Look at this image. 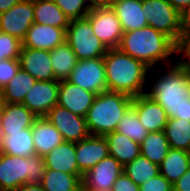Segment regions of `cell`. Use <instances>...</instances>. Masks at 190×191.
<instances>
[{
    "label": "cell",
    "instance_id": "6da1fadb",
    "mask_svg": "<svg viewBox=\"0 0 190 191\" xmlns=\"http://www.w3.org/2000/svg\"><path fill=\"white\" fill-rule=\"evenodd\" d=\"M118 48L150 69L172 65L177 61L172 62L174 55H179V47L151 26L124 32Z\"/></svg>",
    "mask_w": 190,
    "mask_h": 191
},
{
    "label": "cell",
    "instance_id": "7a4b0ae2",
    "mask_svg": "<svg viewBox=\"0 0 190 191\" xmlns=\"http://www.w3.org/2000/svg\"><path fill=\"white\" fill-rule=\"evenodd\" d=\"M164 68L163 66L151 69L152 74H160L151 80L150 88H146L145 94L159 103L168 118H172L179 114V106L183 100L190 99V67L178 57L174 64Z\"/></svg>",
    "mask_w": 190,
    "mask_h": 191
},
{
    "label": "cell",
    "instance_id": "3957f363",
    "mask_svg": "<svg viewBox=\"0 0 190 191\" xmlns=\"http://www.w3.org/2000/svg\"><path fill=\"white\" fill-rule=\"evenodd\" d=\"M103 61L108 90L122 92L131 97L145 94L151 69L143 62L119 48L108 49Z\"/></svg>",
    "mask_w": 190,
    "mask_h": 191
},
{
    "label": "cell",
    "instance_id": "277c9868",
    "mask_svg": "<svg viewBox=\"0 0 190 191\" xmlns=\"http://www.w3.org/2000/svg\"><path fill=\"white\" fill-rule=\"evenodd\" d=\"M132 99L125 93L110 90L96 95L85 117L90 135L105 136L116 131L119 120L132 106Z\"/></svg>",
    "mask_w": 190,
    "mask_h": 191
},
{
    "label": "cell",
    "instance_id": "5b68a950",
    "mask_svg": "<svg viewBox=\"0 0 190 191\" xmlns=\"http://www.w3.org/2000/svg\"><path fill=\"white\" fill-rule=\"evenodd\" d=\"M46 171L42 156H11L0 153V191H15L26 183H41Z\"/></svg>",
    "mask_w": 190,
    "mask_h": 191
},
{
    "label": "cell",
    "instance_id": "8992f818",
    "mask_svg": "<svg viewBox=\"0 0 190 191\" xmlns=\"http://www.w3.org/2000/svg\"><path fill=\"white\" fill-rule=\"evenodd\" d=\"M148 26L168 36L178 47L185 33L180 14L168 0H142Z\"/></svg>",
    "mask_w": 190,
    "mask_h": 191
},
{
    "label": "cell",
    "instance_id": "52a82bcc",
    "mask_svg": "<svg viewBox=\"0 0 190 191\" xmlns=\"http://www.w3.org/2000/svg\"><path fill=\"white\" fill-rule=\"evenodd\" d=\"M66 42L75 53L77 60L104 57L108 51L93 33L90 21L86 17L70 20L66 28Z\"/></svg>",
    "mask_w": 190,
    "mask_h": 191
},
{
    "label": "cell",
    "instance_id": "ba28073f",
    "mask_svg": "<svg viewBox=\"0 0 190 191\" xmlns=\"http://www.w3.org/2000/svg\"><path fill=\"white\" fill-rule=\"evenodd\" d=\"M86 18L90 21L93 33L107 49L119 47L124 32L112 7L90 10Z\"/></svg>",
    "mask_w": 190,
    "mask_h": 191
},
{
    "label": "cell",
    "instance_id": "9c48e42d",
    "mask_svg": "<svg viewBox=\"0 0 190 191\" xmlns=\"http://www.w3.org/2000/svg\"><path fill=\"white\" fill-rule=\"evenodd\" d=\"M67 80L97 95L108 90L103 57L78 60Z\"/></svg>",
    "mask_w": 190,
    "mask_h": 191
},
{
    "label": "cell",
    "instance_id": "30bf717a",
    "mask_svg": "<svg viewBox=\"0 0 190 191\" xmlns=\"http://www.w3.org/2000/svg\"><path fill=\"white\" fill-rule=\"evenodd\" d=\"M45 118L61 133L64 141L79 142L90 136L86 118L59 105L54 106Z\"/></svg>",
    "mask_w": 190,
    "mask_h": 191
},
{
    "label": "cell",
    "instance_id": "8fae6325",
    "mask_svg": "<svg viewBox=\"0 0 190 191\" xmlns=\"http://www.w3.org/2000/svg\"><path fill=\"white\" fill-rule=\"evenodd\" d=\"M34 23L33 0H21L0 14V31L21 41Z\"/></svg>",
    "mask_w": 190,
    "mask_h": 191
},
{
    "label": "cell",
    "instance_id": "7c38bea8",
    "mask_svg": "<svg viewBox=\"0 0 190 191\" xmlns=\"http://www.w3.org/2000/svg\"><path fill=\"white\" fill-rule=\"evenodd\" d=\"M59 80L36 81L22 102L35 116L45 115L57 105Z\"/></svg>",
    "mask_w": 190,
    "mask_h": 191
},
{
    "label": "cell",
    "instance_id": "4fadbf2b",
    "mask_svg": "<svg viewBox=\"0 0 190 191\" xmlns=\"http://www.w3.org/2000/svg\"><path fill=\"white\" fill-rule=\"evenodd\" d=\"M123 166L112 156L108 155L90 169L82 178L86 190H111Z\"/></svg>",
    "mask_w": 190,
    "mask_h": 191
},
{
    "label": "cell",
    "instance_id": "5bb4252c",
    "mask_svg": "<svg viewBox=\"0 0 190 191\" xmlns=\"http://www.w3.org/2000/svg\"><path fill=\"white\" fill-rule=\"evenodd\" d=\"M96 95L94 92L87 91L68 80H61L57 105L85 118Z\"/></svg>",
    "mask_w": 190,
    "mask_h": 191
},
{
    "label": "cell",
    "instance_id": "9a60e30c",
    "mask_svg": "<svg viewBox=\"0 0 190 191\" xmlns=\"http://www.w3.org/2000/svg\"><path fill=\"white\" fill-rule=\"evenodd\" d=\"M75 149L78 170L83 176L109 155L105 136L90 135L79 142H75Z\"/></svg>",
    "mask_w": 190,
    "mask_h": 191
},
{
    "label": "cell",
    "instance_id": "2e32d148",
    "mask_svg": "<svg viewBox=\"0 0 190 191\" xmlns=\"http://www.w3.org/2000/svg\"><path fill=\"white\" fill-rule=\"evenodd\" d=\"M18 60L20 68L32 75L36 81L55 80L49 50L22 47Z\"/></svg>",
    "mask_w": 190,
    "mask_h": 191
},
{
    "label": "cell",
    "instance_id": "e0dca14e",
    "mask_svg": "<svg viewBox=\"0 0 190 191\" xmlns=\"http://www.w3.org/2000/svg\"><path fill=\"white\" fill-rule=\"evenodd\" d=\"M66 41V29L33 23L27 30L22 47L52 50Z\"/></svg>",
    "mask_w": 190,
    "mask_h": 191
},
{
    "label": "cell",
    "instance_id": "ac0fdd59",
    "mask_svg": "<svg viewBox=\"0 0 190 191\" xmlns=\"http://www.w3.org/2000/svg\"><path fill=\"white\" fill-rule=\"evenodd\" d=\"M132 107L136 110L139 121L149 132L164 131L168 116L153 98L146 94L133 97Z\"/></svg>",
    "mask_w": 190,
    "mask_h": 191
},
{
    "label": "cell",
    "instance_id": "d6986e66",
    "mask_svg": "<svg viewBox=\"0 0 190 191\" xmlns=\"http://www.w3.org/2000/svg\"><path fill=\"white\" fill-rule=\"evenodd\" d=\"M37 118L22 103H4L0 116L1 134L9 135V133H16L23 129L31 128Z\"/></svg>",
    "mask_w": 190,
    "mask_h": 191
},
{
    "label": "cell",
    "instance_id": "ffe728a7",
    "mask_svg": "<svg viewBox=\"0 0 190 191\" xmlns=\"http://www.w3.org/2000/svg\"><path fill=\"white\" fill-rule=\"evenodd\" d=\"M112 9L120 21L123 32L148 26L142 0H115Z\"/></svg>",
    "mask_w": 190,
    "mask_h": 191
},
{
    "label": "cell",
    "instance_id": "44dd1931",
    "mask_svg": "<svg viewBox=\"0 0 190 191\" xmlns=\"http://www.w3.org/2000/svg\"><path fill=\"white\" fill-rule=\"evenodd\" d=\"M35 154L45 156L64 142L61 133L45 117H38L32 125Z\"/></svg>",
    "mask_w": 190,
    "mask_h": 191
},
{
    "label": "cell",
    "instance_id": "7402d4cb",
    "mask_svg": "<svg viewBox=\"0 0 190 191\" xmlns=\"http://www.w3.org/2000/svg\"><path fill=\"white\" fill-rule=\"evenodd\" d=\"M75 142L64 141L43 156L46 169H53L67 174L82 175L76 161Z\"/></svg>",
    "mask_w": 190,
    "mask_h": 191
},
{
    "label": "cell",
    "instance_id": "603a6c76",
    "mask_svg": "<svg viewBox=\"0 0 190 191\" xmlns=\"http://www.w3.org/2000/svg\"><path fill=\"white\" fill-rule=\"evenodd\" d=\"M109 155L114 157L123 167L141 155L140 144L117 131L105 135Z\"/></svg>",
    "mask_w": 190,
    "mask_h": 191
},
{
    "label": "cell",
    "instance_id": "cb8c5ba5",
    "mask_svg": "<svg viewBox=\"0 0 190 191\" xmlns=\"http://www.w3.org/2000/svg\"><path fill=\"white\" fill-rule=\"evenodd\" d=\"M0 152L11 156L28 157L35 154L32 128L2 135Z\"/></svg>",
    "mask_w": 190,
    "mask_h": 191
},
{
    "label": "cell",
    "instance_id": "d4e9b609",
    "mask_svg": "<svg viewBox=\"0 0 190 191\" xmlns=\"http://www.w3.org/2000/svg\"><path fill=\"white\" fill-rule=\"evenodd\" d=\"M34 23L66 29L68 18L53 0H33Z\"/></svg>",
    "mask_w": 190,
    "mask_h": 191
},
{
    "label": "cell",
    "instance_id": "484cf974",
    "mask_svg": "<svg viewBox=\"0 0 190 191\" xmlns=\"http://www.w3.org/2000/svg\"><path fill=\"white\" fill-rule=\"evenodd\" d=\"M190 167V153L170 148L159 165V171L170 183L174 184Z\"/></svg>",
    "mask_w": 190,
    "mask_h": 191
},
{
    "label": "cell",
    "instance_id": "4316f807",
    "mask_svg": "<svg viewBox=\"0 0 190 191\" xmlns=\"http://www.w3.org/2000/svg\"><path fill=\"white\" fill-rule=\"evenodd\" d=\"M51 65L55 80H67L77 63V58L70 45L65 41L50 50Z\"/></svg>",
    "mask_w": 190,
    "mask_h": 191
},
{
    "label": "cell",
    "instance_id": "83f0119b",
    "mask_svg": "<svg viewBox=\"0 0 190 191\" xmlns=\"http://www.w3.org/2000/svg\"><path fill=\"white\" fill-rule=\"evenodd\" d=\"M35 82L36 79L32 75L20 68L5 88L0 91L3 102L6 104L22 103Z\"/></svg>",
    "mask_w": 190,
    "mask_h": 191
},
{
    "label": "cell",
    "instance_id": "f1b7e54d",
    "mask_svg": "<svg viewBox=\"0 0 190 191\" xmlns=\"http://www.w3.org/2000/svg\"><path fill=\"white\" fill-rule=\"evenodd\" d=\"M169 149L170 145L164 131L149 132L140 143L141 155L157 165L161 164Z\"/></svg>",
    "mask_w": 190,
    "mask_h": 191
},
{
    "label": "cell",
    "instance_id": "f546056e",
    "mask_svg": "<svg viewBox=\"0 0 190 191\" xmlns=\"http://www.w3.org/2000/svg\"><path fill=\"white\" fill-rule=\"evenodd\" d=\"M170 148L189 152L190 121L180 118H168L164 129Z\"/></svg>",
    "mask_w": 190,
    "mask_h": 191
},
{
    "label": "cell",
    "instance_id": "4dcf8cb0",
    "mask_svg": "<svg viewBox=\"0 0 190 191\" xmlns=\"http://www.w3.org/2000/svg\"><path fill=\"white\" fill-rule=\"evenodd\" d=\"M82 178L83 175L46 169L40 184L45 191H72L82 183Z\"/></svg>",
    "mask_w": 190,
    "mask_h": 191
},
{
    "label": "cell",
    "instance_id": "1f68e13d",
    "mask_svg": "<svg viewBox=\"0 0 190 191\" xmlns=\"http://www.w3.org/2000/svg\"><path fill=\"white\" fill-rule=\"evenodd\" d=\"M123 172L138 186L160 174L159 165L140 155L126 164Z\"/></svg>",
    "mask_w": 190,
    "mask_h": 191
},
{
    "label": "cell",
    "instance_id": "d6a6232c",
    "mask_svg": "<svg viewBox=\"0 0 190 191\" xmlns=\"http://www.w3.org/2000/svg\"><path fill=\"white\" fill-rule=\"evenodd\" d=\"M117 132L126 135L131 140L141 143L149 131L139 121L136 110L131 106L119 120Z\"/></svg>",
    "mask_w": 190,
    "mask_h": 191
},
{
    "label": "cell",
    "instance_id": "836d02e7",
    "mask_svg": "<svg viewBox=\"0 0 190 191\" xmlns=\"http://www.w3.org/2000/svg\"><path fill=\"white\" fill-rule=\"evenodd\" d=\"M62 12L71 19L85 18L90 12L86 0H53Z\"/></svg>",
    "mask_w": 190,
    "mask_h": 191
},
{
    "label": "cell",
    "instance_id": "e575fe53",
    "mask_svg": "<svg viewBox=\"0 0 190 191\" xmlns=\"http://www.w3.org/2000/svg\"><path fill=\"white\" fill-rule=\"evenodd\" d=\"M21 48V40L0 31V60L18 59Z\"/></svg>",
    "mask_w": 190,
    "mask_h": 191
},
{
    "label": "cell",
    "instance_id": "d590c367",
    "mask_svg": "<svg viewBox=\"0 0 190 191\" xmlns=\"http://www.w3.org/2000/svg\"><path fill=\"white\" fill-rule=\"evenodd\" d=\"M19 69L20 64L18 59L0 60V91L5 88Z\"/></svg>",
    "mask_w": 190,
    "mask_h": 191
},
{
    "label": "cell",
    "instance_id": "8d00e7d4",
    "mask_svg": "<svg viewBox=\"0 0 190 191\" xmlns=\"http://www.w3.org/2000/svg\"><path fill=\"white\" fill-rule=\"evenodd\" d=\"M140 191H173V184L158 174L139 186Z\"/></svg>",
    "mask_w": 190,
    "mask_h": 191
},
{
    "label": "cell",
    "instance_id": "74e56055",
    "mask_svg": "<svg viewBox=\"0 0 190 191\" xmlns=\"http://www.w3.org/2000/svg\"><path fill=\"white\" fill-rule=\"evenodd\" d=\"M111 191H140L136 185L124 172L119 175L112 185Z\"/></svg>",
    "mask_w": 190,
    "mask_h": 191
},
{
    "label": "cell",
    "instance_id": "f35d334b",
    "mask_svg": "<svg viewBox=\"0 0 190 191\" xmlns=\"http://www.w3.org/2000/svg\"><path fill=\"white\" fill-rule=\"evenodd\" d=\"M179 58L184 64L190 67V30L185 33L182 45L179 47Z\"/></svg>",
    "mask_w": 190,
    "mask_h": 191
},
{
    "label": "cell",
    "instance_id": "ab89813d",
    "mask_svg": "<svg viewBox=\"0 0 190 191\" xmlns=\"http://www.w3.org/2000/svg\"><path fill=\"white\" fill-rule=\"evenodd\" d=\"M173 191H190V167L187 172L173 184Z\"/></svg>",
    "mask_w": 190,
    "mask_h": 191
},
{
    "label": "cell",
    "instance_id": "60d3db41",
    "mask_svg": "<svg viewBox=\"0 0 190 191\" xmlns=\"http://www.w3.org/2000/svg\"><path fill=\"white\" fill-rule=\"evenodd\" d=\"M174 117L190 121V99L185 98L183 100V103L179 106V114Z\"/></svg>",
    "mask_w": 190,
    "mask_h": 191
},
{
    "label": "cell",
    "instance_id": "b9f144b4",
    "mask_svg": "<svg viewBox=\"0 0 190 191\" xmlns=\"http://www.w3.org/2000/svg\"><path fill=\"white\" fill-rule=\"evenodd\" d=\"M115 0H86L90 10L98 8H111Z\"/></svg>",
    "mask_w": 190,
    "mask_h": 191
},
{
    "label": "cell",
    "instance_id": "7bdbcfd3",
    "mask_svg": "<svg viewBox=\"0 0 190 191\" xmlns=\"http://www.w3.org/2000/svg\"><path fill=\"white\" fill-rule=\"evenodd\" d=\"M168 1L180 14H183L188 8H190V0H168Z\"/></svg>",
    "mask_w": 190,
    "mask_h": 191
},
{
    "label": "cell",
    "instance_id": "ee69618b",
    "mask_svg": "<svg viewBox=\"0 0 190 191\" xmlns=\"http://www.w3.org/2000/svg\"><path fill=\"white\" fill-rule=\"evenodd\" d=\"M15 191H45L40 183H26L18 187Z\"/></svg>",
    "mask_w": 190,
    "mask_h": 191
},
{
    "label": "cell",
    "instance_id": "f6af8a7d",
    "mask_svg": "<svg viewBox=\"0 0 190 191\" xmlns=\"http://www.w3.org/2000/svg\"><path fill=\"white\" fill-rule=\"evenodd\" d=\"M20 1L21 0H0V14L6 12Z\"/></svg>",
    "mask_w": 190,
    "mask_h": 191
},
{
    "label": "cell",
    "instance_id": "bcb514c9",
    "mask_svg": "<svg viewBox=\"0 0 190 191\" xmlns=\"http://www.w3.org/2000/svg\"><path fill=\"white\" fill-rule=\"evenodd\" d=\"M182 27L184 33L190 30V8L182 14Z\"/></svg>",
    "mask_w": 190,
    "mask_h": 191
},
{
    "label": "cell",
    "instance_id": "7dc6e473",
    "mask_svg": "<svg viewBox=\"0 0 190 191\" xmlns=\"http://www.w3.org/2000/svg\"><path fill=\"white\" fill-rule=\"evenodd\" d=\"M72 191H86L83 183H81L76 189L72 190Z\"/></svg>",
    "mask_w": 190,
    "mask_h": 191
},
{
    "label": "cell",
    "instance_id": "c3c4849f",
    "mask_svg": "<svg viewBox=\"0 0 190 191\" xmlns=\"http://www.w3.org/2000/svg\"><path fill=\"white\" fill-rule=\"evenodd\" d=\"M3 105H4V102H3V99H2V96L0 93V116H1L2 109H3Z\"/></svg>",
    "mask_w": 190,
    "mask_h": 191
},
{
    "label": "cell",
    "instance_id": "681fc988",
    "mask_svg": "<svg viewBox=\"0 0 190 191\" xmlns=\"http://www.w3.org/2000/svg\"><path fill=\"white\" fill-rule=\"evenodd\" d=\"M86 191H111V190H86Z\"/></svg>",
    "mask_w": 190,
    "mask_h": 191
},
{
    "label": "cell",
    "instance_id": "f907efd6",
    "mask_svg": "<svg viewBox=\"0 0 190 191\" xmlns=\"http://www.w3.org/2000/svg\"><path fill=\"white\" fill-rule=\"evenodd\" d=\"M1 141H2V134H1V131H0V147H1Z\"/></svg>",
    "mask_w": 190,
    "mask_h": 191
}]
</instances>
